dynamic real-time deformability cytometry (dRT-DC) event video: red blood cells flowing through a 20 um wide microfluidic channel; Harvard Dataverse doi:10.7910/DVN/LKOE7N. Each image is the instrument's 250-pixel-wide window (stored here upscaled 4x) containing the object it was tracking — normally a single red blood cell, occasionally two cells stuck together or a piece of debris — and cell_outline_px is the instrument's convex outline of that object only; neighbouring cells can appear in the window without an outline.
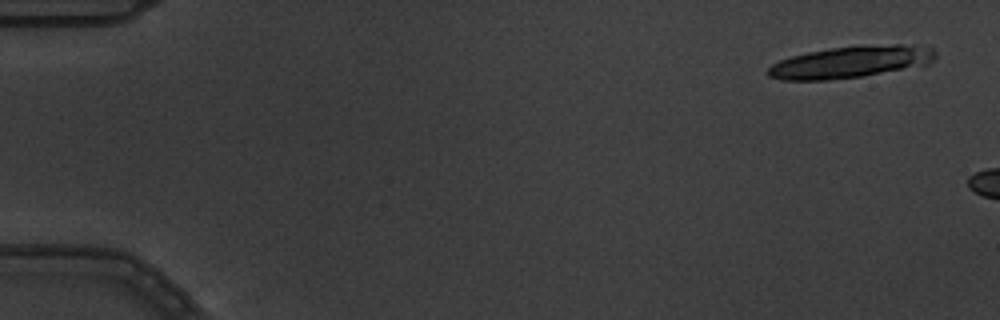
{"species": "common noctule bat (a hibernating species)", "species_latin": "Nyctalus noctula", "temperature_condition": "warm", "stored_images_in_passage": 4, "camera_frame_rate_fps": 3000, "um_per_image_px": 0.085, "animal": {"sex": "male", "body_mass_g": 19.5, "forearm_length_mm": 54.6}, "frame": {"image": 1, "passage_image": 1, "time_ms": 0.0, "image_size_px": [1000, 320], "cell_outline_px": [[936, 56], [928, 64], [860, 76], [828, 80], [780, 80], [768, 76], [768, 68], [772, 64], [780, 60], [792, 56], [808, 52], [832, 48], [860, 44], [928, 44], [936, 52]], "centroid_in_image_um": [72.35, 5.24], "position_along_channel_um": 12.6, "area_um2": 31.27}}